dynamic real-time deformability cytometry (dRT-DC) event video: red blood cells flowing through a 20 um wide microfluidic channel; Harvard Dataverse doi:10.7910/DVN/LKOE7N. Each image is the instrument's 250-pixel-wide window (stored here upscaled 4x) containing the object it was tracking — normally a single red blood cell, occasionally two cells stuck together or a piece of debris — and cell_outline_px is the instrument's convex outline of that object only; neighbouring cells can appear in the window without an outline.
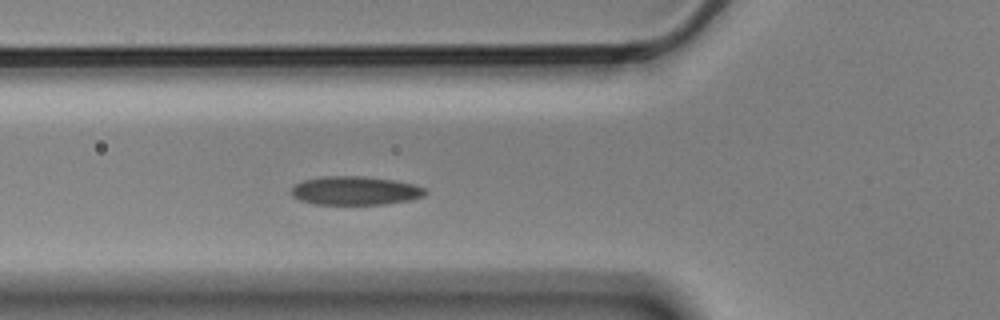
{"species": "Egyptian fruit bat (a non-hibernating species)", "species_latin": "Rousettus aegyptiacus", "temperature_condition": "cold", "stored_images_in_passage": 3, "camera_frame_rate_fps": 3000, "um_per_image_px": 0.085, "animal": {"sex": "male"}, "frame": {"image": 1, "passage_image": 3, "time_ms": 0.667, "image_size_px": [1000, 320], "cell_outline_px": [[428, 192], [424, 196], [408, 200], [384, 204], [312, 204], [300, 200], [292, 196], [292, 188], [296, 184], [304, 180], [328, 176], [364, 176], [392, 180], [416, 184], [424, 188]], "centroid_in_image_um": [30.21, 16.21], "position_along_channel_um": 95.6, "area_um2": 22.25}}